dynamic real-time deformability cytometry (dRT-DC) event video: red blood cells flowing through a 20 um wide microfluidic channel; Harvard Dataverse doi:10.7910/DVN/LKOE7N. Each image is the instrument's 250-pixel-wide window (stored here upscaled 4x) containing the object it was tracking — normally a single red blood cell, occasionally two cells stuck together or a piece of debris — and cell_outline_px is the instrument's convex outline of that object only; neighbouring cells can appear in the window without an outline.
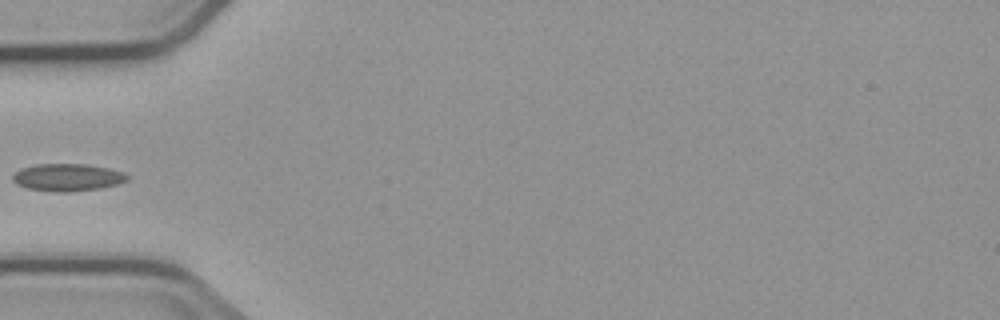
{"species": "common noctule bat (a hibernating species)", "species_latin": "Nyctalus noctula", "temperature_condition": "cold", "stored_images_in_passage": 7, "camera_frame_rate_fps": 3000, "um_per_image_px": 0.085, "animal": {"sex": "male", "body_mass_g": 23.1, "forearm_length_mm": 52.7}, "frame": {"image": 1, "passage_image": 6, "time_ms": 6.0, "image_size_px": [1000, 320], "cell_outline_px": [[128, 180], [116, 184], [100, 188], [68, 192], [56, 192], [28, 188], [16, 184], [12, 180], [12, 176], [20, 168], [36, 164], [88, 164], [108, 168], [124, 172], [128, 176]], "centroid_in_image_um": [5.72, 15.07], "position_along_channel_um": 79.3, "area_um2": 18.26}}
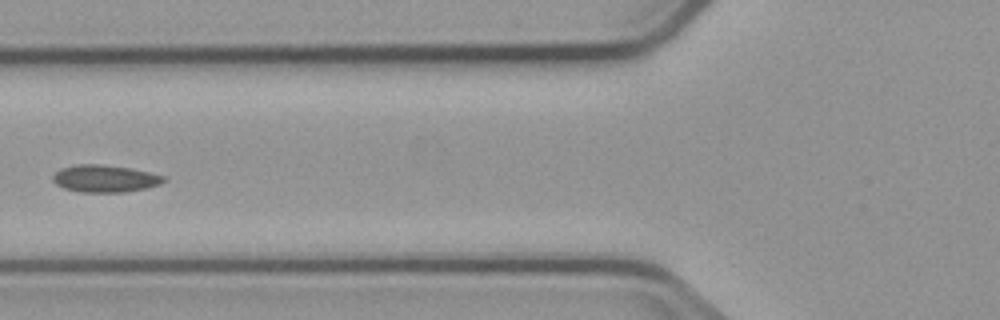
{"frame": {"image": 2, "passage_image": 7, "time_ms": 7.0, "image_size_px": [1000, 320], "cell_outline_px": [[168, 180], [160, 184], [144, 188], [124, 192], [80, 192], [64, 188], [56, 184], [52, 180], [52, 176], [60, 168], [76, 164], [100, 164], [132, 168], [164, 176]], "centroid_in_image_um": [8.9, 15.17], "position_along_channel_um": 116.9, "area_um2": 17.63}}